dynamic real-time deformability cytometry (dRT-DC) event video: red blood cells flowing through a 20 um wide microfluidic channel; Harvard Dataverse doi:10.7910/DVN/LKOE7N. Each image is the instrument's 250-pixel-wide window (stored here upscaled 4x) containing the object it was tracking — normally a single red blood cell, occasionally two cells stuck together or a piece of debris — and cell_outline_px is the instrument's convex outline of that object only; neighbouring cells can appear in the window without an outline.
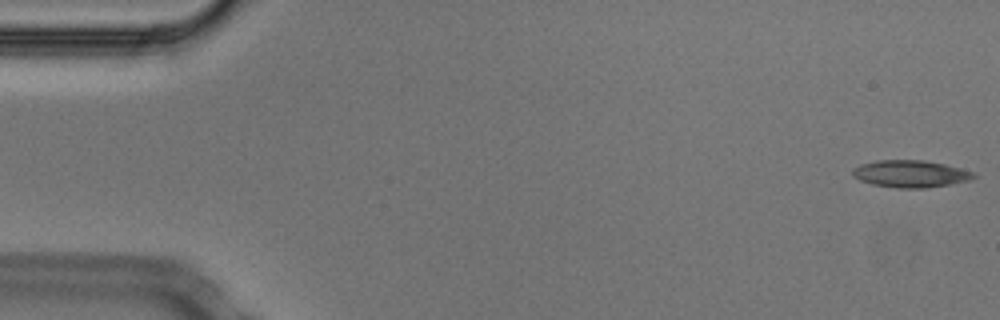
{"species": "Egyptian fruit bat (a non-hibernating species)", "species_latin": "Rousettus aegyptiacus", "temperature_condition": "cold", "stored_images_in_passage": 10, "camera_frame_rate_fps": 3000, "um_per_image_px": 0.085, "animal": {"sex": "male"}, "frame": {"image": 1, "passage_image": 1, "time_ms": 0.0, "image_size_px": [1000, 320], "cell_outline_px": [[976, 176], [968, 180], [948, 184], [924, 188], [896, 188], [872, 184], [860, 180], [852, 176], [852, 168], [860, 164], [876, 160], [924, 160], [944, 164], [972, 172]], "centroid_in_image_um": [77.31, 14.77], "position_along_channel_um": 7.7, "area_um2": 18.96}}